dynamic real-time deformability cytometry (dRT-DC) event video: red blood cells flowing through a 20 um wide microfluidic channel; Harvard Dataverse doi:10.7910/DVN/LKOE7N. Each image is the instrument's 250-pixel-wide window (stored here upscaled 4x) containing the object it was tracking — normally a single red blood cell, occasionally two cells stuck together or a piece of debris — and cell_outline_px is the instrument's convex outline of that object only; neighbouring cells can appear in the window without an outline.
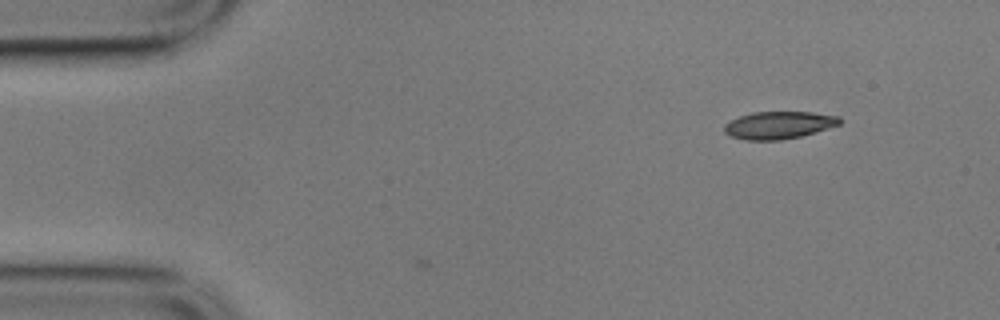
{"species": "common noctule bat (a hibernating species)", "species_latin": "Nyctalus noctula", "temperature_condition": "cold", "stored_images_in_passage": 2, "camera_frame_rate_fps": 3000, "um_per_image_px": 0.085, "animal": {"sex": "male", "body_mass_g": 17.9}, "frame": {"image": 1, "passage_image": 2, "time_ms": 0.333, "image_size_px": [1000, 320], "cell_outline_px": [[844, 120], [840, 124], [828, 128], [800, 136], [780, 140], [744, 140], [732, 136], [724, 132], [724, 124], [740, 116], [752, 112], [812, 112], [840, 116]], "centroid_in_image_um": [66.22, 10.63], "position_along_channel_um": 18.8, "area_um2": 18.44}}